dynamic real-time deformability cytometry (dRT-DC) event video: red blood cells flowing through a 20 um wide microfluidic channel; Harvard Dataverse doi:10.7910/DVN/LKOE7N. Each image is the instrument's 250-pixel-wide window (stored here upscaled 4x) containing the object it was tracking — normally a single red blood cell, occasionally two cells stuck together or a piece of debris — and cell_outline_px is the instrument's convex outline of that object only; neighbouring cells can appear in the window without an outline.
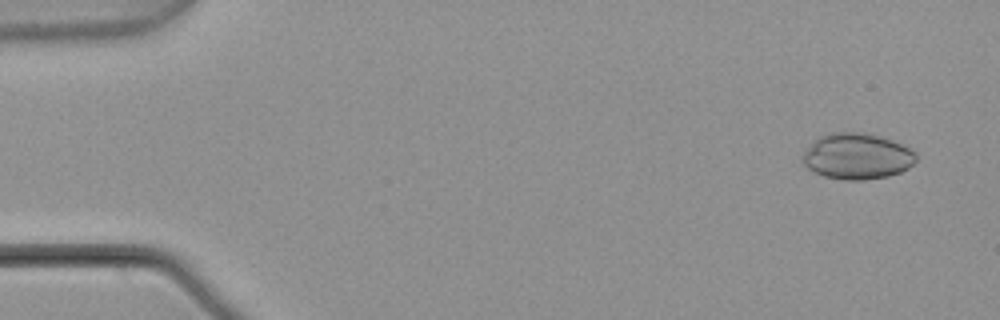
{"species": "common noctule bat (a hibernating species)", "species_latin": "Nyctalus noctula", "temperature_condition": "warm", "stored_images_in_passage": 4, "camera_frame_rate_fps": 3000, "um_per_image_px": 0.085, "animal": {"sex": "male", "body_mass_g": 21.5, "forearm_length_mm": 52.0}, "frame": {"image": 1, "passage_image": 4, "time_ms": 1.0, "image_size_px": [1000, 320], "cell_outline_px": [[916, 160], [908, 168], [900, 172], [888, 176], [864, 180], [844, 180], [824, 176], [808, 168], [804, 164], [804, 152], [820, 136], [832, 132], [864, 132], [880, 136], [892, 140], [916, 152]], "centroid_in_image_um": [72.88, 13.28], "position_along_channel_um": 12.1, "area_um2": 30.11}}